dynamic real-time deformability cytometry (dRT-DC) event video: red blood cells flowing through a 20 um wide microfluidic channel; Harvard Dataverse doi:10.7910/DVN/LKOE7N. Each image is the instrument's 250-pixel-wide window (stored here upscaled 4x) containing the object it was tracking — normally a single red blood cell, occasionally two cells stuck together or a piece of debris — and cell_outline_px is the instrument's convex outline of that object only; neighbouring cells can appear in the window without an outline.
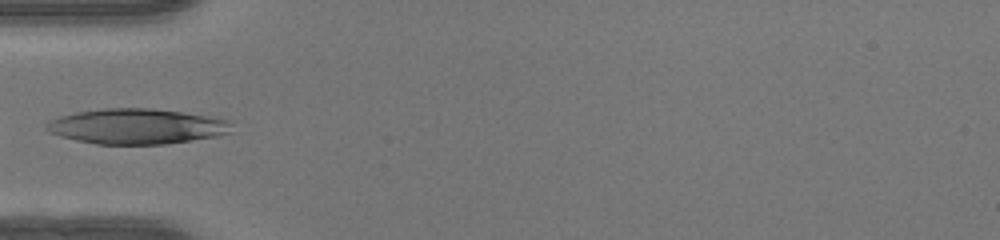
{"species": "human", "species_latin": "Homo sapiens", "temperature_condition": "warm", "stored_images_in_passage": 32, "camera_frame_rate_fps": 3000, "um_per_image_px": 0.085, "donor": {"sex": "female"}, "frame": {"image": 1, "passage_image": 1, "time_ms": 0.0, "image_size_px": [1000, 240], "cell_outline_px": [[232, 132], [220, 136], [164, 144], [96, 144], [76, 140], [60, 136], [48, 132], [44, 128], [44, 124], [60, 116], [76, 112], [104, 108], [152, 108], [216, 116], [228, 120]], "centroid_in_image_um": [11.64, 10.73], "position_along_channel_um": 73.4, "area_um2": 38.44}}
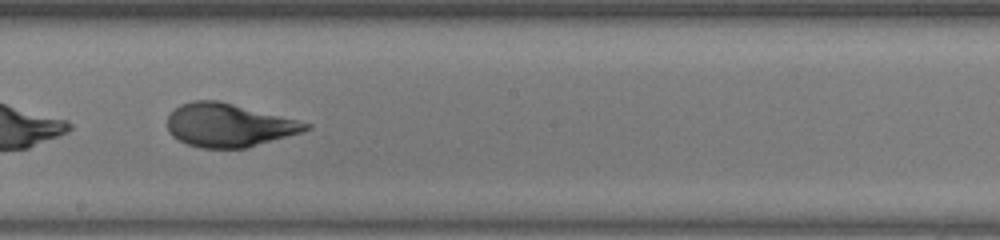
{"frame": {"image": 2, "passage_image": 12, "time_ms": 3.667, "image_size_px": [1000, 240], "cell_outline_px": [[312, 128], [300, 132], [248, 148], [200, 148], [188, 144], [172, 136], [168, 132], [168, 116], [180, 104], [192, 100], [220, 100], [312, 124]], "centroid_in_image_um": [19.42, 10.64], "position_along_channel_um": 228.8, "area_um2": 34.85}}
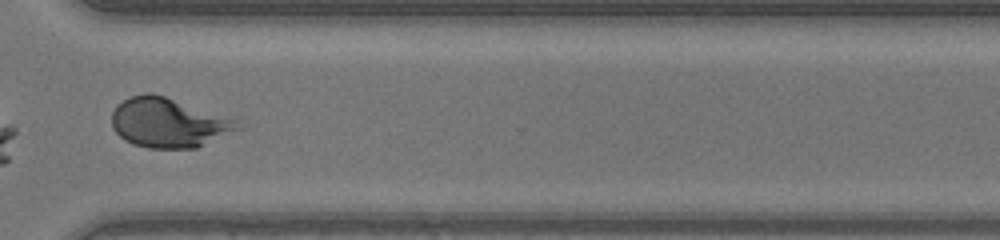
{"frame": {"image": 3, "passage_image": 21, "time_ms": 6.667, "image_size_px": [1000, 240], "cell_outline_px": [[244, 128], [196, 148], [148, 148], [132, 144], [124, 140], [112, 128], [112, 112], [124, 100], [132, 96], [144, 92], [152, 92], [236, 120]], "centroid_in_image_um": [14.32, 10.45], "position_along_channel_um": 356.3, "area_um2": 36.07}}